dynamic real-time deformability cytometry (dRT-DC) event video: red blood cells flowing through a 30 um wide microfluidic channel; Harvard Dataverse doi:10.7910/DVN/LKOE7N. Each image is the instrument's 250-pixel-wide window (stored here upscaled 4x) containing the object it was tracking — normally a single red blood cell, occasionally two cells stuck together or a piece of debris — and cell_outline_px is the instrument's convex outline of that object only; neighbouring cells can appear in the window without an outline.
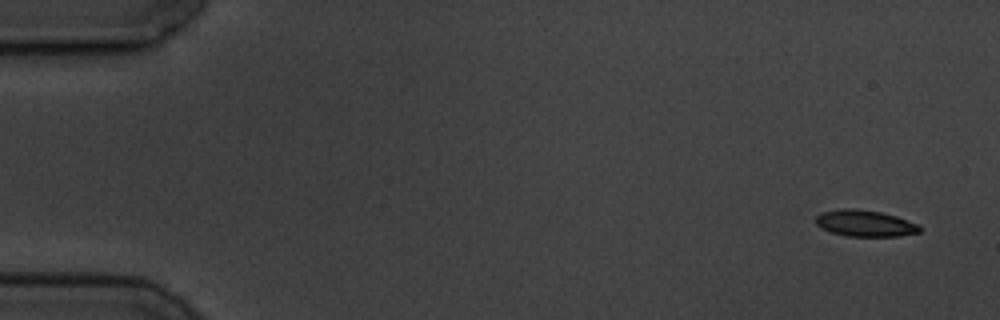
{"species": "common noctule bat (a hibernating species)", "species_latin": "Nyctalus noctula", "temperature_condition": "cold", "stored_images_in_passage": 4, "camera_frame_rate_fps": 3000, "um_per_image_px": 0.085, "animal": {"sex": "male", "body_mass_g": 19.5, "forearm_length_mm": 54.6}, "frame": {"image": 1, "passage_image": 1, "time_ms": 0.0, "image_size_px": [1000, 320], "cell_outline_px": [[924, 228], [920, 232], [900, 236], [848, 236], [832, 232], [816, 224], [816, 216], [820, 212], [840, 208], [856, 208], [880, 212], [896, 216], [920, 224]], "centroid_in_image_um": [73.57, 18.97], "position_along_channel_um": 11.4, "area_um2": 16.13}}